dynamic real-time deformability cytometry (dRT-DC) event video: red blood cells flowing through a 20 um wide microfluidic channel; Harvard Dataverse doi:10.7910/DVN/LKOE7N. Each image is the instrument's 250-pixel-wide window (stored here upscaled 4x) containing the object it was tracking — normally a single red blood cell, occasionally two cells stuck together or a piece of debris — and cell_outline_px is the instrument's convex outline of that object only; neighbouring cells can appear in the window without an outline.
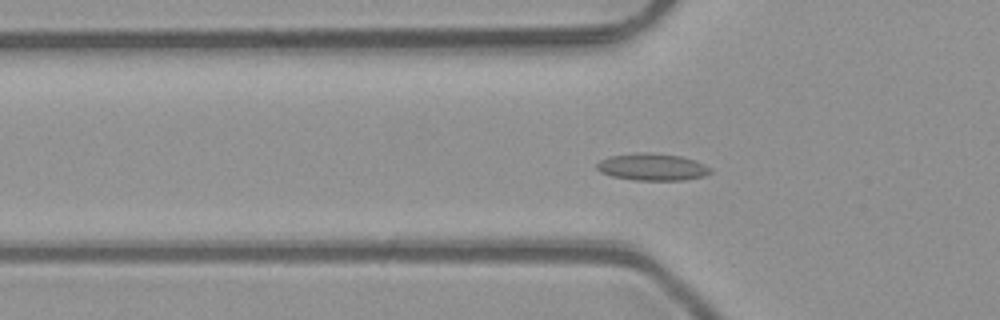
{"species": "common noctule bat (a hibernating species)", "species_latin": "Nyctalus noctula", "temperature_condition": "room temperature", "stored_images_in_passage": 44, "segment_of_instrument_passage": [1, 2], "camera_frame_rate_fps": 3000, "um_per_image_px": 0.085, "animal": {"sex": "male", "body_mass_g": 23.1, "forearm_length_mm": 52.7}, "frame": {"image": 1, "passage_image": 9, "time_ms": 2.667, "image_size_px": [1000, 320], "cell_outline_px": [[712, 172], [704, 176], [684, 180], [632, 180], [612, 176], [600, 172], [596, 168], [596, 164], [600, 160], [608, 156], [636, 152], [652, 152], [680, 156], [696, 160], [712, 168]], "centroid_in_image_um": [55.44, 14.18], "position_along_channel_um": 70.4, "area_um2": 18.21}}
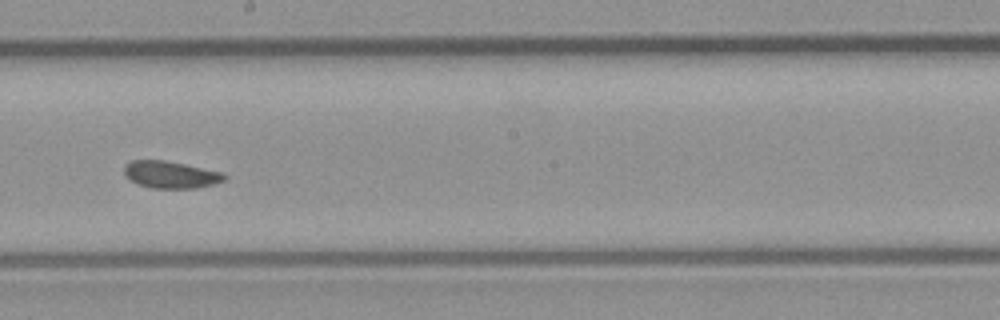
{"frame": {"image": 2, "passage_image": 21, "time_ms": 6.667, "image_size_px": [1000, 320], "cell_outline_px": [[228, 176], [224, 180], [216, 184], [196, 188], [152, 188], [136, 184], [128, 180], [124, 176], [124, 164], [132, 160], [164, 160], [224, 172]], "centroid_in_image_um": [14.49, 14.85], "position_along_channel_um": 233.7, "area_um2": 16.13}}
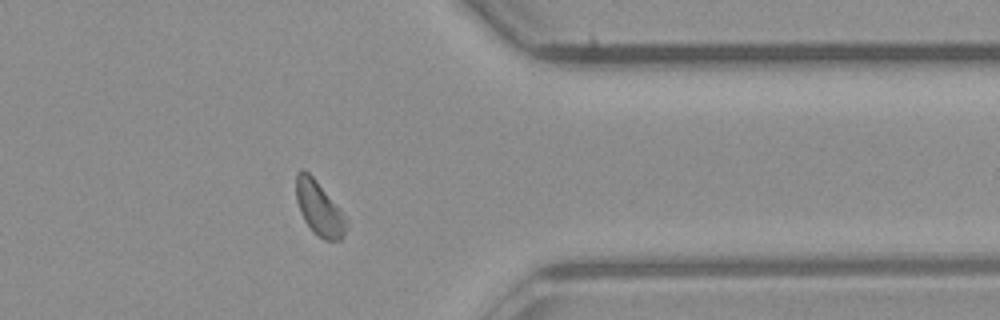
{"frame": {"image": 3, "passage_image": 33, "time_ms": 10.667, "image_size_px": [1000, 320], "cell_outline_px": [[348, 224], [344, 236], [340, 240], [324, 240], [312, 232], [304, 220], [300, 212], [296, 200], [296, 172], [300, 168], [304, 168], [316, 180], [340, 208], [348, 220]], "centroid_in_image_um": [27.13, 17.71], "position_along_channel_um": 384.3, "area_um2": 16.13}}